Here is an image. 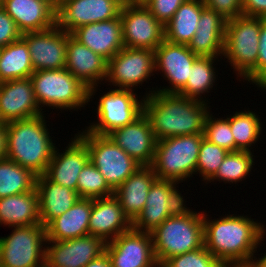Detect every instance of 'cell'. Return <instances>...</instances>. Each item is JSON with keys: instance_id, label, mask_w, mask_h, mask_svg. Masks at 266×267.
I'll return each mask as SVG.
<instances>
[{"instance_id": "cell-1", "label": "cell", "mask_w": 266, "mask_h": 267, "mask_svg": "<svg viewBox=\"0 0 266 267\" xmlns=\"http://www.w3.org/2000/svg\"><path fill=\"white\" fill-rule=\"evenodd\" d=\"M207 216L203 213L204 247L224 267H250L264 240L265 225L243 215L227 214L212 221Z\"/></svg>"}, {"instance_id": "cell-22", "label": "cell", "mask_w": 266, "mask_h": 267, "mask_svg": "<svg viewBox=\"0 0 266 267\" xmlns=\"http://www.w3.org/2000/svg\"><path fill=\"white\" fill-rule=\"evenodd\" d=\"M56 147L44 175L61 186L77 191L79 173L89 161L86 143L75 134L63 153Z\"/></svg>"}, {"instance_id": "cell-41", "label": "cell", "mask_w": 266, "mask_h": 267, "mask_svg": "<svg viewBox=\"0 0 266 267\" xmlns=\"http://www.w3.org/2000/svg\"><path fill=\"white\" fill-rule=\"evenodd\" d=\"M187 0H150L145 6L163 25L167 24Z\"/></svg>"}, {"instance_id": "cell-18", "label": "cell", "mask_w": 266, "mask_h": 267, "mask_svg": "<svg viewBox=\"0 0 266 267\" xmlns=\"http://www.w3.org/2000/svg\"><path fill=\"white\" fill-rule=\"evenodd\" d=\"M155 71L163 72L162 76L171 86L156 89L161 93H177L188 80L190 68L199 57L187 45L176 44L164 40L155 50Z\"/></svg>"}, {"instance_id": "cell-8", "label": "cell", "mask_w": 266, "mask_h": 267, "mask_svg": "<svg viewBox=\"0 0 266 267\" xmlns=\"http://www.w3.org/2000/svg\"><path fill=\"white\" fill-rule=\"evenodd\" d=\"M77 135L86 143L90 162L97 167L113 190L142 166L108 135H97L87 130L80 131Z\"/></svg>"}, {"instance_id": "cell-2", "label": "cell", "mask_w": 266, "mask_h": 267, "mask_svg": "<svg viewBox=\"0 0 266 267\" xmlns=\"http://www.w3.org/2000/svg\"><path fill=\"white\" fill-rule=\"evenodd\" d=\"M144 97V113L150 120L157 141L203 134L205 120L210 112L208 103L152 89Z\"/></svg>"}, {"instance_id": "cell-27", "label": "cell", "mask_w": 266, "mask_h": 267, "mask_svg": "<svg viewBox=\"0 0 266 267\" xmlns=\"http://www.w3.org/2000/svg\"><path fill=\"white\" fill-rule=\"evenodd\" d=\"M156 179L153 167L142 165L114 190V196L131 222L142 212L149 189Z\"/></svg>"}, {"instance_id": "cell-49", "label": "cell", "mask_w": 266, "mask_h": 267, "mask_svg": "<svg viewBox=\"0 0 266 267\" xmlns=\"http://www.w3.org/2000/svg\"><path fill=\"white\" fill-rule=\"evenodd\" d=\"M150 0H126V4L145 6Z\"/></svg>"}, {"instance_id": "cell-16", "label": "cell", "mask_w": 266, "mask_h": 267, "mask_svg": "<svg viewBox=\"0 0 266 267\" xmlns=\"http://www.w3.org/2000/svg\"><path fill=\"white\" fill-rule=\"evenodd\" d=\"M121 9L115 0H65L56 7V24L71 34L80 26L119 17Z\"/></svg>"}, {"instance_id": "cell-20", "label": "cell", "mask_w": 266, "mask_h": 267, "mask_svg": "<svg viewBox=\"0 0 266 267\" xmlns=\"http://www.w3.org/2000/svg\"><path fill=\"white\" fill-rule=\"evenodd\" d=\"M107 66L108 61L101 55L94 53L72 35L68 37L65 68L89 88V102L98 84L106 80Z\"/></svg>"}, {"instance_id": "cell-38", "label": "cell", "mask_w": 266, "mask_h": 267, "mask_svg": "<svg viewBox=\"0 0 266 267\" xmlns=\"http://www.w3.org/2000/svg\"><path fill=\"white\" fill-rule=\"evenodd\" d=\"M228 152L226 149L203 138L199 149L196 174L199 172L203 181L209 182L217 173Z\"/></svg>"}, {"instance_id": "cell-21", "label": "cell", "mask_w": 266, "mask_h": 267, "mask_svg": "<svg viewBox=\"0 0 266 267\" xmlns=\"http://www.w3.org/2000/svg\"><path fill=\"white\" fill-rule=\"evenodd\" d=\"M108 136L139 164L152 165L157 140L144 112L133 122L113 130Z\"/></svg>"}, {"instance_id": "cell-14", "label": "cell", "mask_w": 266, "mask_h": 267, "mask_svg": "<svg viewBox=\"0 0 266 267\" xmlns=\"http://www.w3.org/2000/svg\"><path fill=\"white\" fill-rule=\"evenodd\" d=\"M111 267H160L154 255L151 233L133 228L107 242Z\"/></svg>"}, {"instance_id": "cell-23", "label": "cell", "mask_w": 266, "mask_h": 267, "mask_svg": "<svg viewBox=\"0 0 266 267\" xmlns=\"http://www.w3.org/2000/svg\"><path fill=\"white\" fill-rule=\"evenodd\" d=\"M1 7L22 34L44 31L56 25L54 0H1Z\"/></svg>"}, {"instance_id": "cell-45", "label": "cell", "mask_w": 266, "mask_h": 267, "mask_svg": "<svg viewBox=\"0 0 266 267\" xmlns=\"http://www.w3.org/2000/svg\"><path fill=\"white\" fill-rule=\"evenodd\" d=\"M243 16L266 19V0H242Z\"/></svg>"}, {"instance_id": "cell-25", "label": "cell", "mask_w": 266, "mask_h": 267, "mask_svg": "<svg viewBox=\"0 0 266 267\" xmlns=\"http://www.w3.org/2000/svg\"><path fill=\"white\" fill-rule=\"evenodd\" d=\"M131 228L132 222L124 214L114 195L92 199L89 235L98 236L109 242Z\"/></svg>"}, {"instance_id": "cell-51", "label": "cell", "mask_w": 266, "mask_h": 267, "mask_svg": "<svg viewBox=\"0 0 266 267\" xmlns=\"http://www.w3.org/2000/svg\"><path fill=\"white\" fill-rule=\"evenodd\" d=\"M115 1H118L122 6L126 4V0H115Z\"/></svg>"}, {"instance_id": "cell-5", "label": "cell", "mask_w": 266, "mask_h": 267, "mask_svg": "<svg viewBox=\"0 0 266 267\" xmlns=\"http://www.w3.org/2000/svg\"><path fill=\"white\" fill-rule=\"evenodd\" d=\"M262 18L239 16L227 20L223 56L237 77L257 85V59Z\"/></svg>"}, {"instance_id": "cell-28", "label": "cell", "mask_w": 266, "mask_h": 267, "mask_svg": "<svg viewBox=\"0 0 266 267\" xmlns=\"http://www.w3.org/2000/svg\"><path fill=\"white\" fill-rule=\"evenodd\" d=\"M92 199L79 198L65 213L46 226L47 241H65L89 234Z\"/></svg>"}, {"instance_id": "cell-26", "label": "cell", "mask_w": 266, "mask_h": 267, "mask_svg": "<svg viewBox=\"0 0 266 267\" xmlns=\"http://www.w3.org/2000/svg\"><path fill=\"white\" fill-rule=\"evenodd\" d=\"M226 22L221 14L204 7L197 30L187 47L198 56L222 57Z\"/></svg>"}, {"instance_id": "cell-32", "label": "cell", "mask_w": 266, "mask_h": 267, "mask_svg": "<svg viewBox=\"0 0 266 267\" xmlns=\"http://www.w3.org/2000/svg\"><path fill=\"white\" fill-rule=\"evenodd\" d=\"M34 72L27 43L19 40L0 48V81L30 78Z\"/></svg>"}, {"instance_id": "cell-6", "label": "cell", "mask_w": 266, "mask_h": 267, "mask_svg": "<svg viewBox=\"0 0 266 267\" xmlns=\"http://www.w3.org/2000/svg\"><path fill=\"white\" fill-rule=\"evenodd\" d=\"M30 79L40 109L49 106L52 109L78 110L89 102V88L66 68L37 70Z\"/></svg>"}, {"instance_id": "cell-50", "label": "cell", "mask_w": 266, "mask_h": 267, "mask_svg": "<svg viewBox=\"0 0 266 267\" xmlns=\"http://www.w3.org/2000/svg\"><path fill=\"white\" fill-rule=\"evenodd\" d=\"M63 1H65V0H54L55 7H57Z\"/></svg>"}, {"instance_id": "cell-43", "label": "cell", "mask_w": 266, "mask_h": 267, "mask_svg": "<svg viewBox=\"0 0 266 267\" xmlns=\"http://www.w3.org/2000/svg\"><path fill=\"white\" fill-rule=\"evenodd\" d=\"M21 35L13 19L0 6V48L19 40Z\"/></svg>"}, {"instance_id": "cell-13", "label": "cell", "mask_w": 266, "mask_h": 267, "mask_svg": "<svg viewBox=\"0 0 266 267\" xmlns=\"http://www.w3.org/2000/svg\"><path fill=\"white\" fill-rule=\"evenodd\" d=\"M120 18L126 48L155 50L165 40L164 25L146 6L125 4Z\"/></svg>"}, {"instance_id": "cell-33", "label": "cell", "mask_w": 266, "mask_h": 267, "mask_svg": "<svg viewBox=\"0 0 266 267\" xmlns=\"http://www.w3.org/2000/svg\"><path fill=\"white\" fill-rule=\"evenodd\" d=\"M217 58L199 56L190 68L187 83L176 94L205 102L202 95L208 94L216 80V68L213 65Z\"/></svg>"}, {"instance_id": "cell-44", "label": "cell", "mask_w": 266, "mask_h": 267, "mask_svg": "<svg viewBox=\"0 0 266 267\" xmlns=\"http://www.w3.org/2000/svg\"><path fill=\"white\" fill-rule=\"evenodd\" d=\"M266 85V19L262 18L259 33V51L257 59V87Z\"/></svg>"}, {"instance_id": "cell-46", "label": "cell", "mask_w": 266, "mask_h": 267, "mask_svg": "<svg viewBox=\"0 0 266 267\" xmlns=\"http://www.w3.org/2000/svg\"><path fill=\"white\" fill-rule=\"evenodd\" d=\"M7 159V123L0 122V161Z\"/></svg>"}, {"instance_id": "cell-48", "label": "cell", "mask_w": 266, "mask_h": 267, "mask_svg": "<svg viewBox=\"0 0 266 267\" xmlns=\"http://www.w3.org/2000/svg\"><path fill=\"white\" fill-rule=\"evenodd\" d=\"M250 267H266V253L259 259H254Z\"/></svg>"}, {"instance_id": "cell-9", "label": "cell", "mask_w": 266, "mask_h": 267, "mask_svg": "<svg viewBox=\"0 0 266 267\" xmlns=\"http://www.w3.org/2000/svg\"><path fill=\"white\" fill-rule=\"evenodd\" d=\"M46 228L42 224L14 227L0 237V267H42L45 265Z\"/></svg>"}, {"instance_id": "cell-36", "label": "cell", "mask_w": 266, "mask_h": 267, "mask_svg": "<svg viewBox=\"0 0 266 267\" xmlns=\"http://www.w3.org/2000/svg\"><path fill=\"white\" fill-rule=\"evenodd\" d=\"M253 157L254 155L249 151L228 152L217 173L209 182L221 180L226 183H237L244 180L253 168Z\"/></svg>"}, {"instance_id": "cell-47", "label": "cell", "mask_w": 266, "mask_h": 267, "mask_svg": "<svg viewBox=\"0 0 266 267\" xmlns=\"http://www.w3.org/2000/svg\"><path fill=\"white\" fill-rule=\"evenodd\" d=\"M84 267H111L110 259L105 252L100 257L90 261Z\"/></svg>"}, {"instance_id": "cell-19", "label": "cell", "mask_w": 266, "mask_h": 267, "mask_svg": "<svg viewBox=\"0 0 266 267\" xmlns=\"http://www.w3.org/2000/svg\"><path fill=\"white\" fill-rule=\"evenodd\" d=\"M30 78L8 80L0 83V122L9 123L43 114Z\"/></svg>"}, {"instance_id": "cell-35", "label": "cell", "mask_w": 266, "mask_h": 267, "mask_svg": "<svg viewBox=\"0 0 266 267\" xmlns=\"http://www.w3.org/2000/svg\"><path fill=\"white\" fill-rule=\"evenodd\" d=\"M262 123L258 115L252 111L235 112L230 117L231 132L235 141V151H249L252 144L259 140Z\"/></svg>"}, {"instance_id": "cell-7", "label": "cell", "mask_w": 266, "mask_h": 267, "mask_svg": "<svg viewBox=\"0 0 266 267\" xmlns=\"http://www.w3.org/2000/svg\"><path fill=\"white\" fill-rule=\"evenodd\" d=\"M203 134L183 135L156 141L152 163L157 179L183 182L196 173Z\"/></svg>"}, {"instance_id": "cell-12", "label": "cell", "mask_w": 266, "mask_h": 267, "mask_svg": "<svg viewBox=\"0 0 266 267\" xmlns=\"http://www.w3.org/2000/svg\"><path fill=\"white\" fill-rule=\"evenodd\" d=\"M177 184L173 180L156 179L149 189L142 212L132 222V228L151 233L185 206L183 196L176 188Z\"/></svg>"}, {"instance_id": "cell-10", "label": "cell", "mask_w": 266, "mask_h": 267, "mask_svg": "<svg viewBox=\"0 0 266 267\" xmlns=\"http://www.w3.org/2000/svg\"><path fill=\"white\" fill-rule=\"evenodd\" d=\"M137 97V98H136ZM144 100L130 89H110L100 97L97 106V123L87 131L97 135H108L113 130L128 125L144 112Z\"/></svg>"}, {"instance_id": "cell-4", "label": "cell", "mask_w": 266, "mask_h": 267, "mask_svg": "<svg viewBox=\"0 0 266 267\" xmlns=\"http://www.w3.org/2000/svg\"><path fill=\"white\" fill-rule=\"evenodd\" d=\"M154 255L161 266L175 255L204 246L203 212L197 213L183 206L151 232Z\"/></svg>"}, {"instance_id": "cell-39", "label": "cell", "mask_w": 266, "mask_h": 267, "mask_svg": "<svg viewBox=\"0 0 266 267\" xmlns=\"http://www.w3.org/2000/svg\"><path fill=\"white\" fill-rule=\"evenodd\" d=\"M207 114L204 124V139L216 144L229 152H235V141L230 127V116L227 118H213Z\"/></svg>"}, {"instance_id": "cell-17", "label": "cell", "mask_w": 266, "mask_h": 267, "mask_svg": "<svg viewBox=\"0 0 266 267\" xmlns=\"http://www.w3.org/2000/svg\"><path fill=\"white\" fill-rule=\"evenodd\" d=\"M46 244L50 245L45 246L48 267H84L105 253L107 242L88 234L65 241H46Z\"/></svg>"}, {"instance_id": "cell-37", "label": "cell", "mask_w": 266, "mask_h": 267, "mask_svg": "<svg viewBox=\"0 0 266 267\" xmlns=\"http://www.w3.org/2000/svg\"><path fill=\"white\" fill-rule=\"evenodd\" d=\"M77 194L80 198L98 199L114 195V190L89 160L79 173Z\"/></svg>"}, {"instance_id": "cell-42", "label": "cell", "mask_w": 266, "mask_h": 267, "mask_svg": "<svg viewBox=\"0 0 266 267\" xmlns=\"http://www.w3.org/2000/svg\"><path fill=\"white\" fill-rule=\"evenodd\" d=\"M205 7L221 14L226 20L243 16L242 0H203Z\"/></svg>"}, {"instance_id": "cell-3", "label": "cell", "mask_w": 266, "mask_h": 267, "mask_svg": "<svg viewBox=\"0 0 266 267\" xmlns=\"http://www.w3.org/2000/svg\"><path fill=\"white\" fill-rule=\"evenodd\" d=\"M43 115L7 123V159L36 176L45 173L56 148Z\"/></svg>"}, {"instance_id": "cell-34", "label": "cell", "mask_w": 266, "mask_h": 267, "mask_svg": "<svg viewBox=\"0 0 266 267\" xmlns=\"http://www.w3.org/2000/svg\"><path fill=\"white\" fill-rule=\"evenodd\" d=\"M36 175L9 159L0 161V198L29 192L36 187Z\"/></svg>"}, {"instance_id": "cell-24", "label": "cell", "mask_w": 266, "mask_h": 267, "mask_svg": "<svg viewBox=\"0 0 266 267\" xmlns=\"http://www.w3.org/2000/svg\"><path fill=\"white\" fill-rule=\"evenodd\" d=\"M71 35L107 61L124 48L120 16L80 26Z\"/></svg>"}, {"instance_id": "cell-11", "label": "cell", "mask_w": 266, "mask_h": 267, "mask_svg": "<svg viewBox=\"0 0 266 267\" xmlns=\"http://www.w3.org/2000/svg\"><path fill=\"white\" fill-rule=\"evenodd\" d=\"M153 72H156L154 50L124 47L108 61L105 81L117 89L134 90L138 84L147 82Z\"/></svg>"}, {"instance_id": "cell-30", "label": "cell", "mask_w": 266, "mask_h": 267, "mask_svg": "<svg viewBox=\"0 0 266 267\" xmlns=\"http://www.w3.org/2000/svg\"><path fill=\"white\" fill-rule=\"evenodd\" d=\"M0 224L11 228L41 224L36 187L29 192L0 198Z\"/></svg>"}, {"instance_id": "cell-15", "label": "cell", "mask_w": 266, "mask_h": 267, "mask_svg": "<svg viewBox=\"0 0 266 267\" xmlns=\"http://www.w3.org/2000/svg\"><path fill=\"white\" fill-rule=\"evenodd\" d=\"M70 35L57 24L44 31L23 33L21 38L28 45L34 71L64 69Z\"/></svg>"}, {"instance_id": "cell-31", "label": "cell", "mask_w": 266, "mask_h": 267, "mask_svg": "<svg viewBox=\"0 0 266 267\" xmlns=\"http://www.w3.org/2000/svg\"><path fill=\"white\" fill-rule=\"evenodd\" d=\"M203 0H187L181 4L172 19L164 25L165 40L171 43L188 45L199 22Z\"/></svg>"}, {"instance_id": "cell-40", "label": "cell", "mask_w": 266, "mask_h": 267, "mask_svg": "<svg viewBox=\"0 0 266 267\" xmlns=\"http://www.w3.org/2000/svg\"><path fill=\"white\" fill-rule=\"evenodd\" d=\"M160 267H224L204 246L167 259Z\"/></svg>"}, {"instance_id": "cell-29", "label": "cell", "mask_w": 266, "mask_h": 267, "mask_svg": "<svg viewBox=\"0 0 266 267\" xmlns=\"http://www.w3.org/2000/svg\"><path fill=\"white\" fill-rule=\"evenodd\" d=\"M36 189L39 197L40 223L43 226L65 213L80 198L77 191L51 182L44 174L36 177Z\"/></svg>"}]
</instances>
